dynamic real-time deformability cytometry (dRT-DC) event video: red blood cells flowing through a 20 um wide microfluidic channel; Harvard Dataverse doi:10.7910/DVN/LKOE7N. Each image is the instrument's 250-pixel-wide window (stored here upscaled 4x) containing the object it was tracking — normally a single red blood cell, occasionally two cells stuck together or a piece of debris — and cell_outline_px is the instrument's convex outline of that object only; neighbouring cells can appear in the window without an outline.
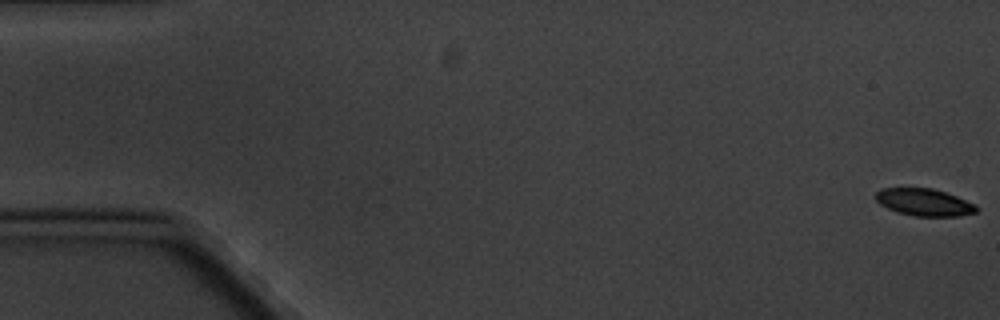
{"species": "common noctule bat (a hibernating species)", "species_latin": "Nyctalus noctula", "temperature_condition": "cold", "stored_images_in_passage": 5, "camera_frame_rate_fps": 3000, "um_per_image_px": 0.085, "animal": {"sex": "male", "body_mass_g": 20.1, "forearm_length_mm": 53.5}, "frame": {"image": 1, "passage_image": 1, "time_ms": 0.0, "image_size_px": [1000, 320], "cell_outline_px": [[980, 208], [976, 212], [960, 216], [916, 216], [896, 212], [880, 204], [876, 200], [876, 192], [880, 188], [932, 188], [956, 196], [976, 204]], "centroid_in_image_um": [78.57, 17.19], "position_along_channel_um": 6.4, "area_um2": 16.01}}